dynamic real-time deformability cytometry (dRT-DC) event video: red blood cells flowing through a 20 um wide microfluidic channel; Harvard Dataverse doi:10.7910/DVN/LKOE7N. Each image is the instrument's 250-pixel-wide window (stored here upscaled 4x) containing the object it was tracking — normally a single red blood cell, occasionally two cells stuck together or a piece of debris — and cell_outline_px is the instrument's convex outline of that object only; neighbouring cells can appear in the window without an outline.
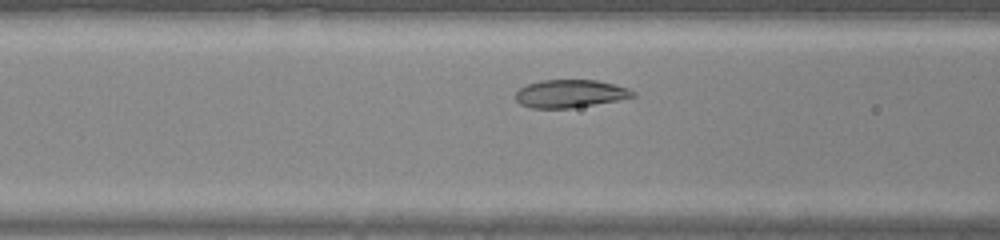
{"species": "common noctule bat (a hibernating species)", "species_latin": "Nyctalus noctula", "temperature_condition": "warm", "stored_images_in_passage": 29, "camera_frame_rate_fps": 3000, "um_per_image_px": 0.085, "animal": {"sex": "male", "body_mass_g": 20.0, "forearm_length_mm": 53.3}, "frame": {"image": 1, "passage_image": 9, "time_ms": 2.667, "image_size_px": [1000, 240], "cell_outline_px": [[636, 96], [616, 100], [572, 108], [532, 108], [520, 104], [516, 100], [516, 92], [520, 88], [528, 84], [540, 80], [596, 80], [628, 88], [636, 92]], "centroid_in_image_um": [48.45, 7.96], "position_along_channel_um": 118.2, "area_um2": 18.9}}
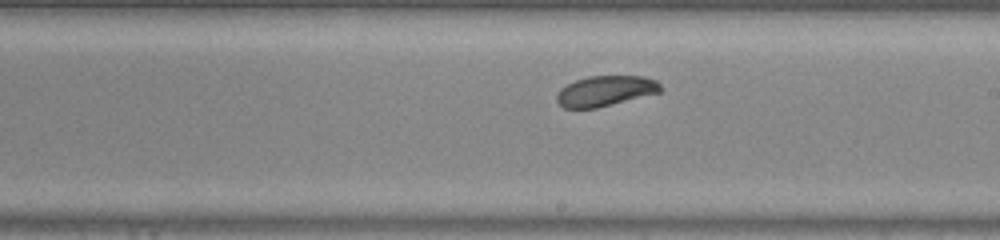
{"frame": {"image": 2, "passage_image": 17, "time_ms": 5.333, "image_size_px": [1000, 240], "cell_outline_px": [[664, 88], [660, 92], [596, 108], [564, 108], [556, 100], [556, 96], [560, 88], [576, 80], [588, 76], [644, 76], [656, 80]], "centroid_in_image_um": [51.47, 7.72], "position_along_channel_um": 237.5, "area_um2": 18.32}}
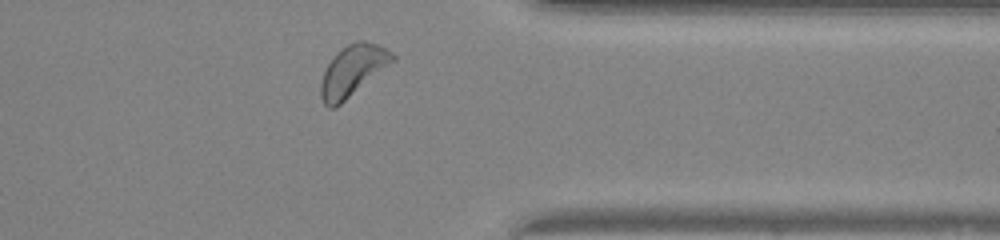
{"frame": {"image": 3, "passage_image": 27, "time_ms": 8.667, "image_size_px": [1000, 240], "cell_outline_px": [[396, 60], [336, 108], [328, 108], [324, 104], [320, 96], [320, 84], [324, 72], [328, 64], [348, 44], [360, 40], [364, 40], [376, 44], [392, 52], [396, 56]], "centroid_in_image_um": [30.0, 6.04], "position_along_channel_um": 381.4, "area_um2": 21.04}}